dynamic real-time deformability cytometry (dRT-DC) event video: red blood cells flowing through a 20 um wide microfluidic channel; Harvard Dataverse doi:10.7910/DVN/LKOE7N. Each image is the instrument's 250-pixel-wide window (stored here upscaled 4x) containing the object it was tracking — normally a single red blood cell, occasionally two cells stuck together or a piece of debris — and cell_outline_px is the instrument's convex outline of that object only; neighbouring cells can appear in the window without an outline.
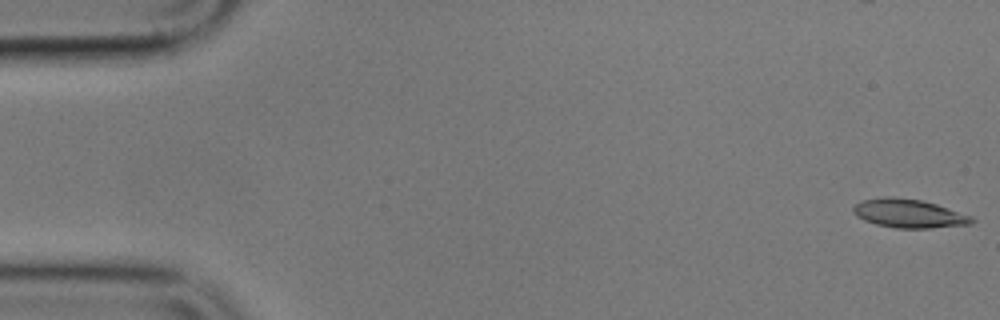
{"species": "common noctule bat (a hibernating species)", "species_latin": "Nyctalus noctula", "temperature_condition": "cold", "stored_images_in_passage": 13, "camera_frame_rate_fps": 3000, "um_per_image_px": 0.085, "animal": {"sex": "male", "body_mass_g": 17.9}, "frame": {"image": 1, "passage_image": 1, "time_ms": 0.0, "image_size_px": [1000, 320], "cell_outline_px": [[976, 220], [972, 224], [928, 228], [896, 228], [876, 224], [864, 220], [856, 216], [852, 212], [852, 208], [860, 200], [884, 196], [896, 196], [920, 200], [936, 204], [972, 216]], "centroid_in_image_um": [77.22, 18.13], "position_along_channel_um": 7.8, "area_um2": 19.94}}